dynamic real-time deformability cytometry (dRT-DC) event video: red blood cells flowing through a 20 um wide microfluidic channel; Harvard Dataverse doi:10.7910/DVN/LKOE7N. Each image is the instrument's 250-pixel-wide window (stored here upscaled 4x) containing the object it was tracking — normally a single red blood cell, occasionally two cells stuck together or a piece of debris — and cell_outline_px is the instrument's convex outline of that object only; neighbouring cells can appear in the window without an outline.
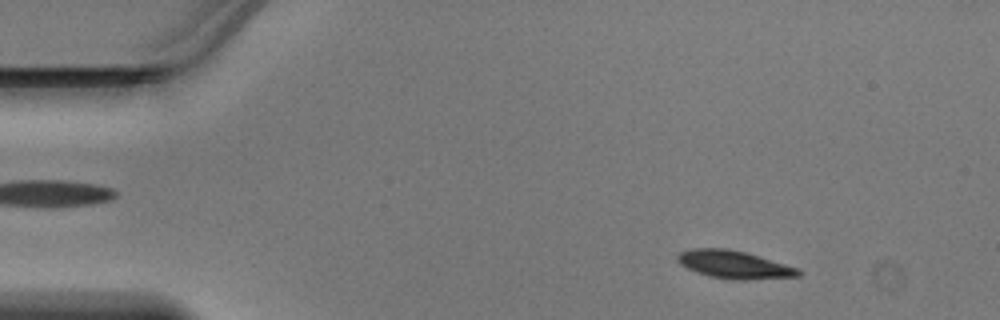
{"species": "Egyptian fruit bat (a non-hibernating species)", "species_latin": "Rousettus aegyptiacus", "temperature_condition": "warm", "stored_images_in_passage": 47, "camera_frame_rate_fps": 3000, "um_per_image_px": 0.085, "animal": {"sex": "male"}, "frame": {"image": 1, "passage_image": 6, "time_ms": 1.667, "image_size_px": [1000, 320], "cell_outline_px": [[804, 272], [800, 276], [744, 280], [732, 280], [712, 276], [696, 272], [680, 264], [676, 260], [676, 256], [680, 252], [692, 248], [728, 248], [760, 256], [800, 268]], "centroid_in_image_um": [62.44, 22.49], "position_along_channel_um": 22.6, "area_um2": 19.77}}
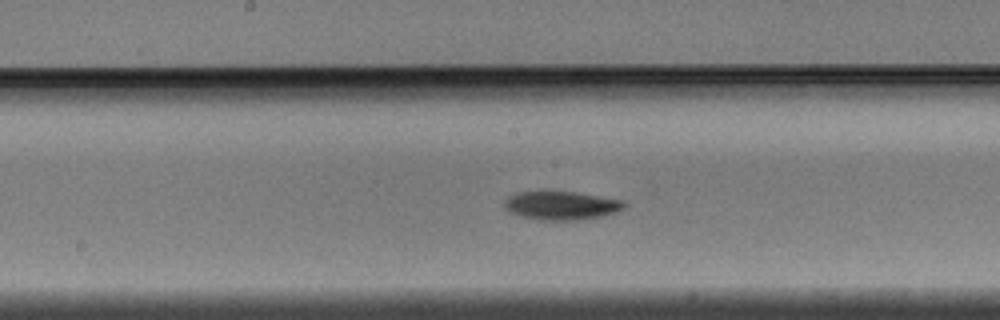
{"frame": {"image": 2, "passage_image": 24, "time_ms": 7.667, "image_size_px": [1000, 320], "cell_outline_px": [[628, 204], [624, 208], [616, 212], [604, 216], [576, 220], [540, 220], [520, 216], [508, 212], [504, 208], [504, 200], [508, 196], [516, 192], [576, 192], [624, 200]], "centroid_in_image_um": [47.72, 17.47], "position_along_channel_um": 200.5, "area_um2": 20.11}}
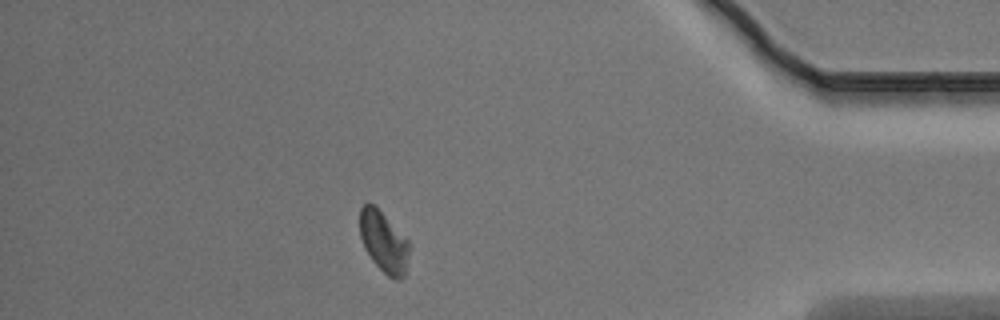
{"frame": {"image": 3, "passage_image": 41, "time_ms": 13.333, "image_size_px": [1000, 320], "cell_outline_px": [[408, 256], [404, 276], [400, 280], [396, 280], [388, 276], [372, 260], [364, 248], [360, 236], [360, 208], [368, 200], [408, 240]], "centroid_in_image_um": [32.59, 20.57], "position_along_channel_um": 402.6, "area_um2": 17.17}}